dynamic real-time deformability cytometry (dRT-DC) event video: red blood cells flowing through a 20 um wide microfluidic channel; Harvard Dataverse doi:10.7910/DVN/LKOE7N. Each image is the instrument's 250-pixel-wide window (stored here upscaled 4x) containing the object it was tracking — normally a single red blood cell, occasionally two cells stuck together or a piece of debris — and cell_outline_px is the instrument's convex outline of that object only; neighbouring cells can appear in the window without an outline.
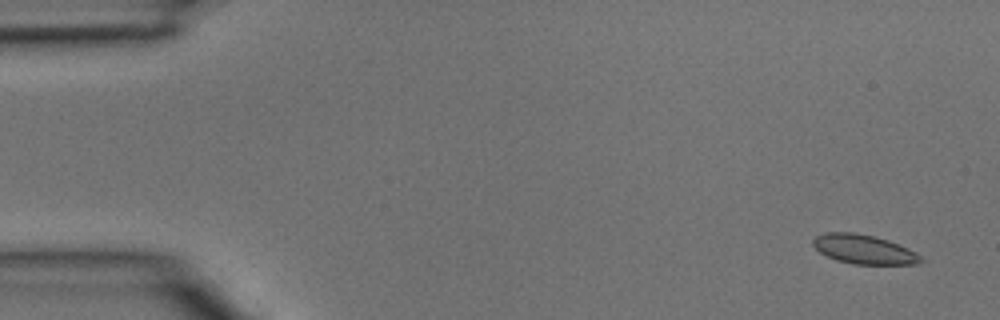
{"species": "common noctule bat (a hibernating species)", "species_latin": "Nyctalus noctula", "temperature_condition": "room temperature", "stored_images_in_passage": 5, "camera_frame_rate_fps": 3000, "um_per_image_px": 0.085, "animal": {"sex": "male", "body_mass_g": 15.6}, "frame": {"image": 1, "passage_image": 1, "time_ms": 0.0, "image_size_px": [1000, 320], "cell_outline_px": [[924, 260], [920, 264], [852, 264], [836, 260], [820, 252], [812, 244], [812, 240], [816, 236], [828, 232], [852, 232], [876, 236], [888, 240], [908, 248], [916, 252]], "centroid_in_image_um": [73.44, 21.19], "position_along_channel_um": 11.6, "area_um2": 18.38}}
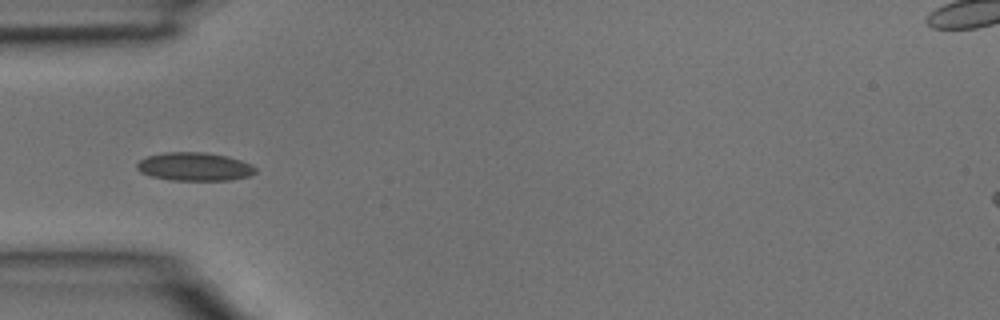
{"frame": {"image": 2, "passage_image": 4, "time_ms": 1.0, "image_size_px": [1000, 320], "cell_outline_px": [[256, 172], [248, 176], [232, 180], [172, 180], [152, 176], [140, 172], [136, 168], [136, 164], [140, 160], [148, 156], [164, 152], [204, 152], [228, 156], [252, 164], [256, 168]], "centroid_in_image_um": [16.54, 14.16], "position_along_channel_um": 68.5, "area_um2": 19.59}}